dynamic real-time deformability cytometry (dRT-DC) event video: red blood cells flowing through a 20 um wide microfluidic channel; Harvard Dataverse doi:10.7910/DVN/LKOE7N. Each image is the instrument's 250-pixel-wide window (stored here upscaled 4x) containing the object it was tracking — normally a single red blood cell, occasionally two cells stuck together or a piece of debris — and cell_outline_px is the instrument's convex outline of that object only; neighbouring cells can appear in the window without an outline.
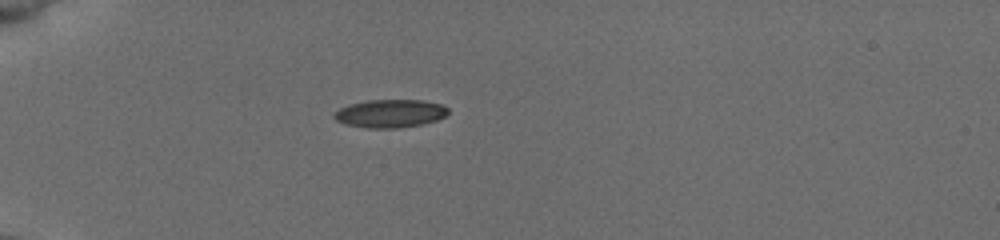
{"species": "common noctule bat (a hibernating species)", "species_latin": "Nyctalus noctula", "temperature_condition": "cold", "stored_images_in_passage": 24, "camera_frame_rate_fps": 3000, "um_per_image_px": 0.085, "animal": {"sex": "female", "body_mass_g": 19.5, "forearm_length_mm": 54.1}, "frame": {"image": 1, "passage_image": 1, "time_ms": 0.0, "image_size_px": [1000, 240], "cell_outline_px": [[448, 112], [444, 116], [436, 120], [424, 124], [396, 128], [368, 128], [344, 124], [336, 120], [332, 116], [332, 112], [348, 104], [364, 100], [424, 100], [440, 104], [448, 108]], "centroid_in_image_um": [33.11, 9.64], "position_along_channel_um": 51.9, "area_um2": 18.84}}
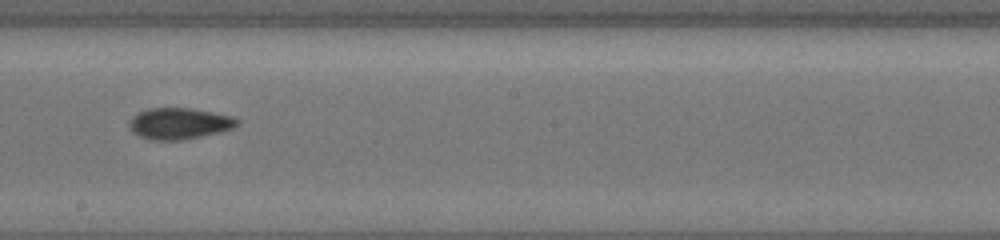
{"frame": {"image": 2, "passage_image": 11, "time_ms": 3.333, "image_size_px": [1000, 240], "cell_outline_px": [[240, 124], [236, 128], [220, 132], [180, 140], [148, 140], [132, 132], [128, 128], [128, 120], [132, 116], [148, 108], [192, 108], [232, 116], [240, 120]], "centroid_in_image_um": [15.23, 10.5], "position_along_channel_um": 233.0, "area_um2": 19.94}}
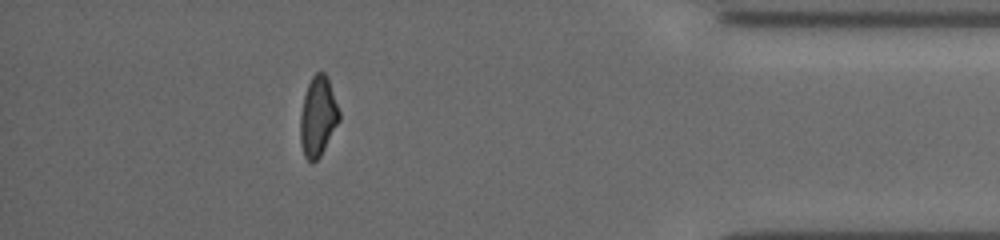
{"frame": {"image": 3, "passage_image": 21, "time_ms": 6.667, "image_size_px": [1000, 240], "cell_outline_px": [[340, 120], [320, 156], [312, 164], [304, 156], [300, 144], [300, 116], [304, 96], [308, 84], [312, 76], [316, 72], [324, 72], [328, 76], [340, 112]], "centroid_in_image_um": [27.03, 9.9], "position_along_channel_um": 408.2, "area_um2": 18.21}}